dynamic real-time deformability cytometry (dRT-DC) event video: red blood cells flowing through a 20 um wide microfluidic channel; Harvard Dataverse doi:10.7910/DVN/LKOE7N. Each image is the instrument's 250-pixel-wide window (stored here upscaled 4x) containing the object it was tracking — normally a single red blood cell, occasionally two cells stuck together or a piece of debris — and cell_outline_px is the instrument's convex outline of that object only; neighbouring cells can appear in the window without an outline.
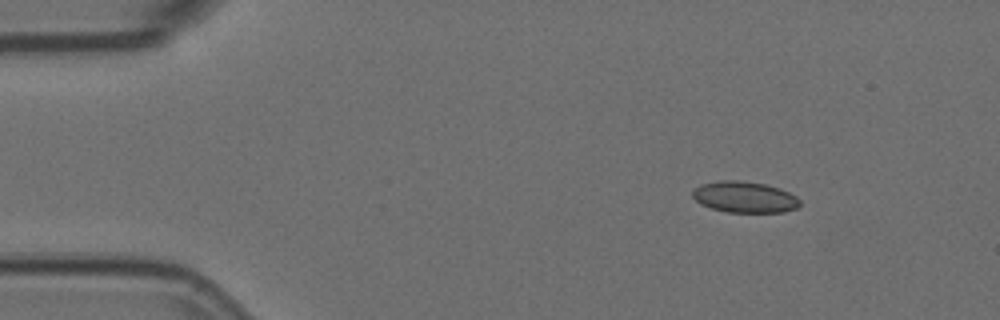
{"species": "Egyptian fruit bat (a non-hibernating species)", "species_latin": "Rousettus aegyptiacus", "temperature_condition": "room temperature", "stored_images_in_passage": 4, "camera_frame_rate_fps": 3000, "um_per_image_px": 0.085, "animal": {"sex": "female"}, "frame": {"image": 1, "passage_image": 2, "time_ms": 0.333, "image_size_px": [1000, 320], "cell_outline_px": [[800, 204], [796, 208], [784, 212], [728, 212], [712, 208], [700, 204], [692, 196], [692, 192], [700, 184], [720, 180], [736, 180], [764, 184], [780, 188], [796, 196], [800, 200]], "centroid_in_image_um": [63.29, 16.75], "position_along_channel_um": 21.7, "area_um2": 19.42}}
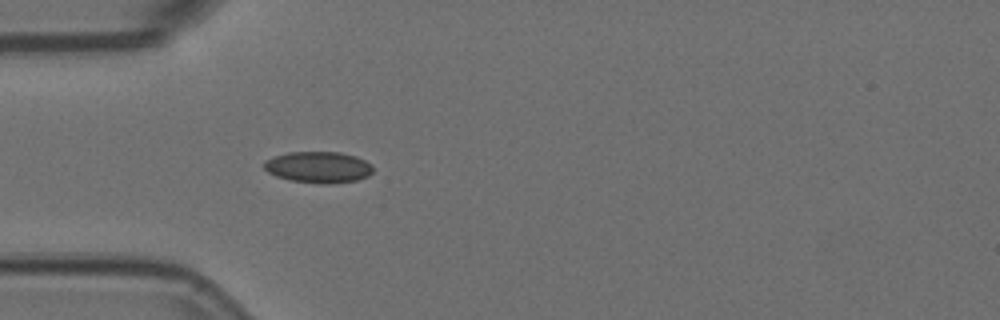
{"frame": {"image": 2, "passage_image": 4, "time_ms": 1.0, "image_size_px": [1000, 320], "cell_outline_px": [[372, 172], [368, 176], [356, 180], [328, 184], [320, 184], [292, 180], [276, 176], [268, 172], [264, 168], [264, 160], [272, 156], [288, 152], [340, 152], [356, 156], [372, 164]], "centroid_in_image_um": [27.05, 14.2], "position_along_channel_um": 58.0, "area_um2": 19.94}}